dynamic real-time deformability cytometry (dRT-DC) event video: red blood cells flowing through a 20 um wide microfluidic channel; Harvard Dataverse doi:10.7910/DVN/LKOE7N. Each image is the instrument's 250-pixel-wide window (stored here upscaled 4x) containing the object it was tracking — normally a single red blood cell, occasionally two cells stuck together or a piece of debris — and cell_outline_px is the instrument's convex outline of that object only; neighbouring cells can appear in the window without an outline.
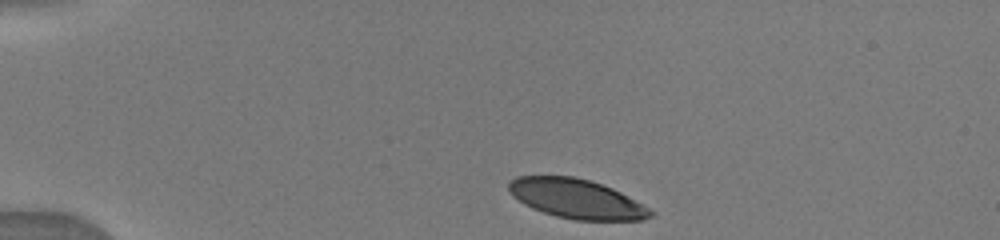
{"species": "human", "species_latin": "Homo sapiens", "temperature_condition": "warm", "stored_images_in_passage": 38, "camera_frame_rate_fps": 3000, "um_per_image_px": 0.085, "donor": {"sex": "male"}, "frame": {"image": 1, "passage_image": 1, "time_ms": 0.0, "image_size_px": [1000, 240], "cell_outline_px": [[656, 212], [652, 216], [640, 220], [576, 220], [556, 216], [532, 208], [524, 204], [512, 196], [508, 192], [508, 184], [516, 176], [576, 176], [612, 188], [620, 192]], "centroid_in_image_um": [48.98, 16.89], "position_along_channel_um": 36.0, "area_um2": 32.37}}
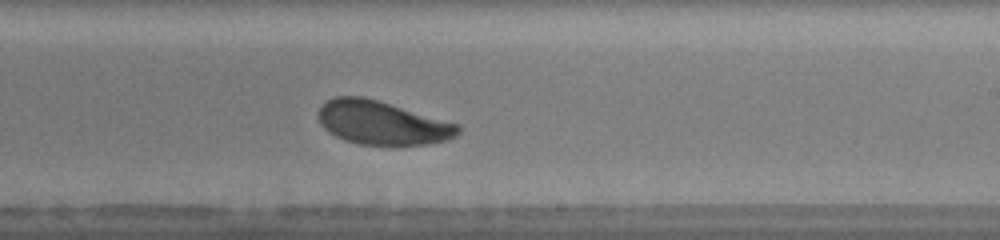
{"frame": {"image": 2, "passage_image": 20, "time_ms": 7.0, "image_size_px": [1000, 240], "cell_outline_px": [[460, 132], [456, 136], [448, 140], [428, 144], [392, 148], [360, 144], [344, 140], [328, 132], [320, 124], [320, 108], [328, 100], [336, 96], [364, 96], [460, 124]], "centroid_in_image_um": [32.53, 10.49], "position_along_channel_um": 256.5, "area_um2": 36.24}}
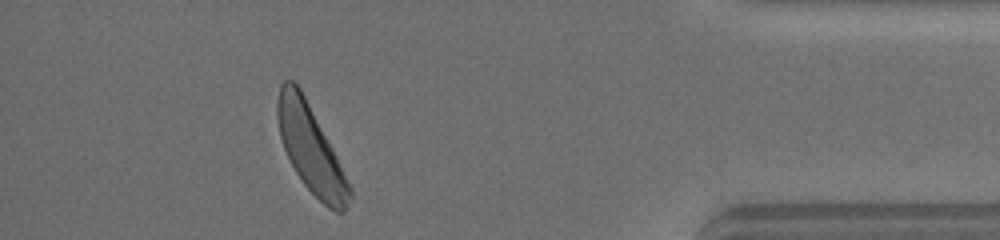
{"frame": {"image": 3, "passage_image": 34, "time_ms": 11.667, "image_size_px": [1000, 240], "cell_outline_px": [[352, 196], [344, 212], [336, 212], [328, 208], [304, 184], [296, 172], [284, 148], [280, 136], [276, 116], [276, 100], [280, 84], [284, 80], [292, 80], [300, 88], [332, 148], [352, 188]], "centroid_in_image_um": [26.4, 12.65], "position_along_channel_um": 408.8, "area_um2": 36.01}}